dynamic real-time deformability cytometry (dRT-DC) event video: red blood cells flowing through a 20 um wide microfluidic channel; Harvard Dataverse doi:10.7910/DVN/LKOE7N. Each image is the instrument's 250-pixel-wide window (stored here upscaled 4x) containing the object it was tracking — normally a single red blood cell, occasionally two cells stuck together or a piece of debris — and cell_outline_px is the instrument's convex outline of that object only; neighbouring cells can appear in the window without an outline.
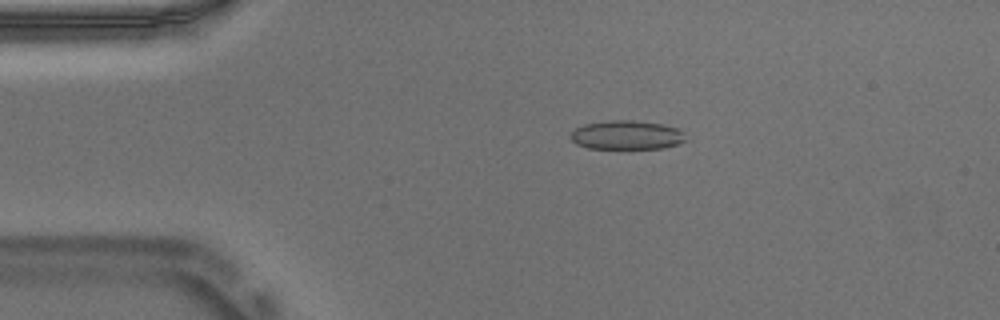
{"species": "Egyptian fruit bat (a non-hibernating species)", "species_latin": "Rousettus aegyptiacus", "temperature_condition": "warm", "stored_images_in_passage": 53, "camera_frame_rate_fps": 3000, "um_per_image_px": 0.085, "animal": {"sex": "male"}, "frame": {"image": 1, "passage_image": 10, "time_ms": 3.0, "image_size_px": [1000, 320], "cell_outline_px": [[684, 140], [676, 144], [664, 148], [588, 148], [576, 144], [568, 136], [576, 128], [584, 124], [608, 120], [632, 120], [664, 124], [676, 128], [684, 132]], "centroid_in_image_um": [53.23, 11.47], "position_along_channel_um": 31.8, "area_um2": 19.36}}
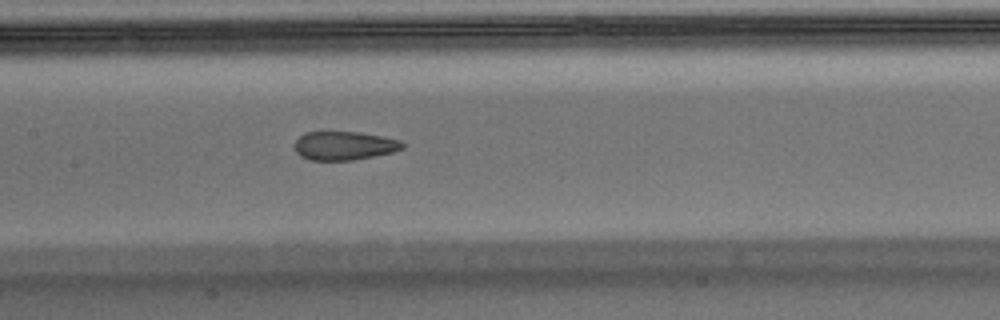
{"frame": {"image": 2, "passage_image": 25, "time_ms": 8.0, "image_size_px": [1000, 320], "cell_outline_px": [[404, 148], [392, 152], [352, 160], [308, 160], [300, 156], [296, 152], [296, 140], [304, 132], [360, 132], [384, 136], [400, 140], [404, 144]], "centroid_in_image_um": [29.27, 12.38], "position_along_channel_um": 178.1, "area_um2": 17.98}}
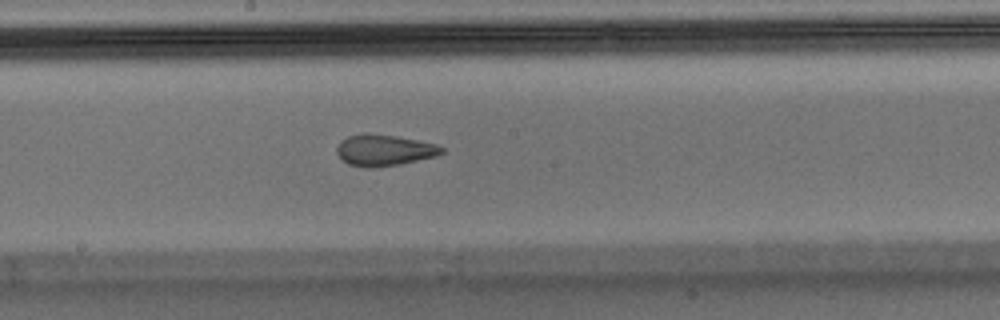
{"frame": {"image": 3, "passage_image": 28, "time_ms": 9.0, "image_size_px": [1000, 320], "cell_outline_px": [[444, 152], [436, 156], [400, 164], [372, 168], [368, 168], [348, 164], [336, 152], [336, 148], [340, 140], [348, 136], [368, 132], [396, 136], [436, 144], [444, 148]], "centroid_in_image_um": [32.64, 12.76], "position_along_channel_um": 215.6, "area_um2": 19.13}, "authors_computed_cell_mechanics": {"area_um2": 20.2878, "velocity_mm_per_s": 3.7395, "shape_relaxation_time_tau1_ms": null, "shape_relaxation_time_tau2_ms": 1.2685, "deformation_change_tau1": null, "deformation_change_tau2": 0.0912}}